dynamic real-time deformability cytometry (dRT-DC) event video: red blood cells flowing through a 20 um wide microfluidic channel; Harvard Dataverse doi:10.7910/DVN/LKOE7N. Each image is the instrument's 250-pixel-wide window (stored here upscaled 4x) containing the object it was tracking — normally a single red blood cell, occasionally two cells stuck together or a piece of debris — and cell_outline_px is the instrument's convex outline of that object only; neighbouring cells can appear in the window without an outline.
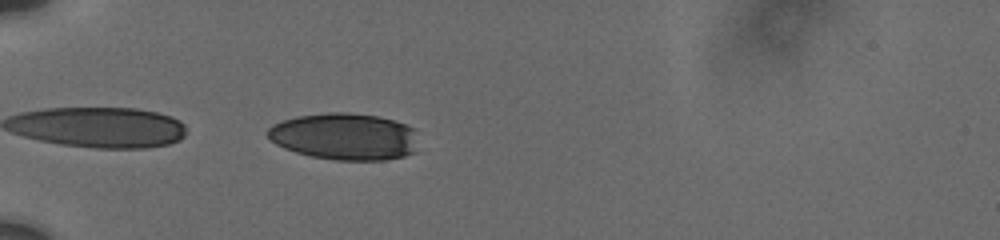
{"species": "human", "species_latin": "Homo sapiens", "temperature_condition": "cold", "stored_images_in_passage": 20, "camera_frame_rate_fps": 3000, "um_per_image_px": 0.085, "donor": {"sex": "male"}, "frame": {"image": 1, "passage_image": 1, "time_ms": 0.0, "image_size_px": [1000, 240], "cell_outline_px": [[416, 152], [404, 156], [384, 160], [336, 160], [312, 156], [296, 152], [284, 148], [276, 144], [264, 132], [272, 124], [296, 116], [332, 112], [348, 112], [380, 116], [396, 120], [412, 128]], "centroid_in_image_um": [29.26, 11.59], "position_along_channel_um": 55.7, "area_um2": 41.1}}
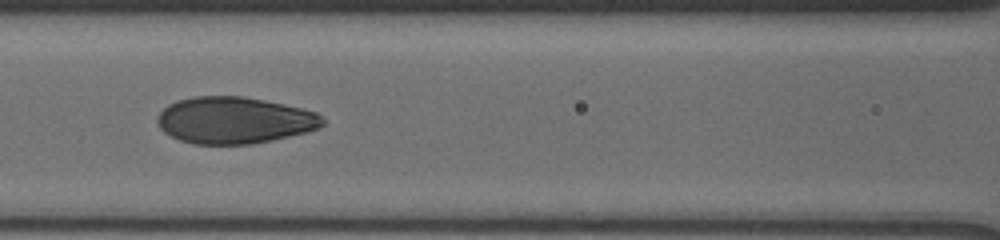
{"frame": {"image": 2, "passage_image": 11, "time_ms": 3.0, "image_size_px": [1000, 240], "cell_outline_px": [[324, 124], [320, 128], [308, 132], [272, 140], [252, 144], [192, 144], [180, 140], [164, 132], [160, 128], [156, 120], [160, 112], [168, 104], [176, 100], [196, 96], [244, 96], [264, 100], [300, 108], [316, 112], [324, 120]], "centroid_in_image_um": [19.91, 10.22], "position_along_channel_um": 146.7, "area_um2": 45.03}}
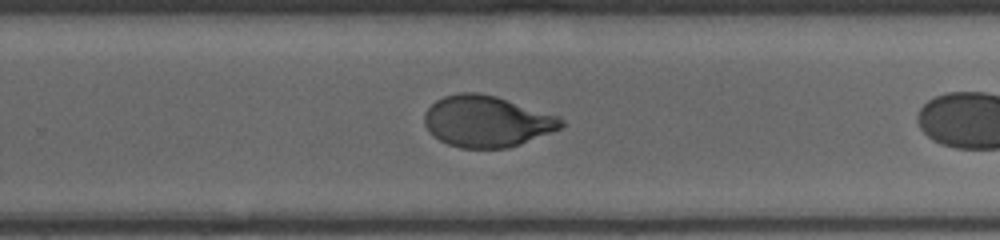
{"frame": {"image": 3, "passage_image": 19, "time_ms": 5.667, "image_size_px": [1000, 240], "cell_outline_px": [[564, 124], [560, 128], [520, 144], [508, 148], [460, 148], [448, 144], [432, 136], [428, 132], [424, 124], [424, 112], [436, 100], [444, 96], [460, 92], [476, 92], [496, 96], [560, 116], [564, 120]], "centroid_in_image_um": [41.35, 10.31], "position_along_channel_um": 288.5, "area_um2": 40.98}}